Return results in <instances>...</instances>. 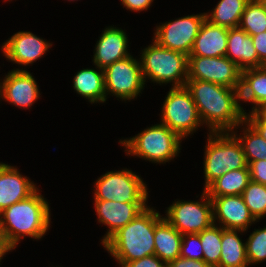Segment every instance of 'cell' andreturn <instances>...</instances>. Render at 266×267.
Wrapping results in <instances>:
<instances>
[{"mask_svg":"<svg viewBox=\"0 0 266 267\" xmlns=\"http://www.w3.org/2000/svg\"><path fill=\"white\" fill-rule=\"evenodd\" d=\"M185 86L209 132H231L245 120L239 89L197 79H187Z\"/></svg>","mask_w":266,"mask_h":267,"instance_id":"1","label":"cell"},{"mask_svg":"<svg viewBox=\"0 0 266 267\" xmlns=\"http://www.w3.org/2000/svg\"><path fill=\"white\" fill-rule=\"evenodd\" d=\"M163 218L153 207H147L126 226L116 231L104 249L123 267L127 262L154 255V232Z\"/></svg>","mask_w":266,"mask_h":267,"instance_id":"2","label":"cell"},{"mask_svg":"<svg viewBox=\"0 0 266 267\" xmlns=\"http://www.w3.org/2000/svg\"><path fill=\"white\" fill-rule=\"evenodd\" d=\"M50 211L49 203L37 189L27 199L0 212V227L14 247L18 246L25 236L39 240L49 230Z\"/></svg>","mask_w":266,"mask_h":267,"instance_id":"3","label":"cell"},{"mask_svg":"<svg viewBox=\"0 0 266 267\" xmlns=\"http://www.w3.org/2000/svg\"><path fill=\"white\" fill-rule=\"evenodd\" d=\"M181 139L165 124H155L145 128L133 137L120 139L127 156H136L152 163L171 162L179 156Z\"/></svg>","mask_w":266,"mask_h":267,"instance_id":"4","label":"cell"},{"mask_svg":"<svg viewBox=\"0 0 266 267\" xmlns=\"http://www.w3.org/2000/svg\"><path fill=\"white\" fill-rule=\"evenodd\" d=\"M152 44L140 53L144 80L159 85L172 83L173 87H183L188 79V56L160 46L152 39Z\"/></svg>","mask_w":266,"mask_h":267,"instance_id":"5","label":"cell"},{"mask_svg":"<svg viewBox=\"0 0 266 267\" xmlns=\"http://www.w3.org/2000/svg\"><path fill=\"white\" fill-rule=\"evenodd\" d=\"M204 150V190L227 171L248 167L243 148L231 132H209Z\"/></svg>","mask_w":266,"mask_h":267,"instance_id":"6","label":"cell"},{"mask_svg":"<svg viewBox=\"0 0 266 267\" xmlns=\"http://www.w3.org/2000/svg\"><path fill=\"white\" fill-rule=\"evenodd\" d=\"M164 99L160 123L165 124L181 139H186L203 126L196 104L186 86L171 87Z\"/></svg>","mask_w":266,"mask_h":267,"instance_id":"7","label":"cell"},{"mask_svg":"<svg viewBox=\"0 0 266 267\" xmlns=\"http://www.w3.org/2000/svg\"><path fill=\"white\" fill-rule=\"evenodd\" d=\"M94 200L148 203V188L142 177L127 168L108 171L95 182Z\"/></svg>","mask_w":266,"mask_h":267,"instance_id":"8","label":"cell"},{"mask_svg":"<svg viewBox=\"0 0 266 267\" xmlns=\"http://www.w3.org/2000/svg\"><path fill=\"white\" fill-rule=\"evenodd\" d=\"M201 201L177 200L166 210L164 218L182 235L200 233L213 222L212 200L203 190Z\"/></svg>","mask_w":266,"mask_h":267,"instance_id":"9","label":"cell"},{"mask_svg":"<svg viewBox=\"0 0 266 267\" xmlns=\"http://www.w3.org/2000/svg\"><path fill=\"white\" fill-rule=\"evenodd\" d=\"M104 81L106 95L112 94L123 101L134 100L145 87L140 59L130 55L107 66Z\"/></svg>","mask_w":266,"mask_h":267,"instance_id":"10","label":"cell"},{"mask_svg":"<svg viewBox=\"0 0 266 267\" xmlns=\"http://www.w3.org/2000/svg\"><path fill=\"white\" fill-rule=\"evenodd\" d=\"M206 19V13L187 15L175 20L166 21L156 26L153 40L160 46L187 56L191 53L195 38Z\"/></svg>","mask_w":266,"mask_h":267,"instance_id":"11","label":"cell"},{"mask_svg":"<svg viewBox=\"0 0 266 267\" xmlns=\"http://www.w3.org/2000/svg\"><path fill=\"white\" fill-rule=\"evenodd\" d=\"M242 70L226 56H188V79L240 89Z\"/></svg>","mask_w":266,"mask_h":267,"instance_id":"12","label":"cell"},{"mask_svg":"<svg viewBox=\"0 0 266 267\" xmlns=\"http://www.w3.org/2000/svg\"><path fill=\"white\" fill-rule=\"evenodd\" d=\"M21 68L5 75L0 82V96L3 101L27 110L38 100L40 91L32 73Z\"/></svg>","mask_w":266,"mask_h":267,"instance_id":"13","label":"cell"},{"mask_svg":"<svg viewBox=\"0 0 266 267\" xmlns=\"http://www.w3.org/2000/svg\"><path fill=\"white\" fill-rule=\"evenodd\" d=\"M52 43L30 31H19L6 40L1 50L5 58L20 66H30L51 49Z\"/></svg>","mask_w":266,"mask_h":267,"instance_id":"14","label":"cell"},{"mask_svg":"<svg viewBox=\"0 0 266 267\" xmlns=\"http://www.w3.org/2000/svg\"><path fill=\"white\" fill-rule=\"evenodd\" d=\"M209 197L213 205L214 224L224 229L247 231L251 224L259 222L250 213L241 195Z\"/></svg>","mask_w":266,"mask_h":267,"instance_id":"15","label":"cell"},{"mask_svg":"<svg viewBox=\"0 0 266 267\" xmlns=\"http://www.w3.org/2000/svg\"><path fill=\"white\" fill-rule=\"evenodd\" d=\"M148 206L147 203L94 200L98 223L108 227L106 234L101 239V244L103 245L116 231L126 226Z\"/></svg>","mask_w":266,"mask_h":267,"instance_id":"16","label":"cell"},{"mask_svg":"<svg viewBox=\"0 0 266 267\" xmlns=\"http://www.w3.org/2000/svg\"><path fill=\"white\" fill-rule=\"evenodd\" d=\"M128 35L118 27L108 26L100 35L94 49L93 64L101 69L131 55L128 52Z\"/></svg>","mask_w":266,"mask_h":267,"instance_id":"17","label":"cell"},{"mask_svg":"<svg viewBox=\"0 0 266 267\" xmlns=\"http://www.w3.org/2000/svg\"><path fill=\"white\" fill-rule=\"evenodd\" d=\"M37 189L36 184L22 175L17 167L0 162V212L27 199Z\"/></svg>","mask_w":266,"mask_h":267,"instance_id":"18","label":"cell"},{"mask_svg":"<svg viewBox=\"0 0 266 267\" xmlns=\"http://www.w3.org/2000/svg\"><path fill=\"white\" fill-rule=\"evenodd\" d=\"M228 28L211 24L207 19L202 23L189 56L220 57L227 52Z\"/></svg>","mask_w":266,"mask_h":267,"instance_id":"19","label":"cell"},{"mask_svg":"<svg viewBox=\"0 0 266 267\" xmlns=\"http://www.w3.org/2000/svg\"><path fill=\"white\" fill-rule=\"evenodd\" d=\"M225 56L236 63L241 70L259 67V58L251 35L239 27L228 28Z\"/></svg>","mask_w":266,"mask_h":267,"instance_id":"20","label":"cell"},{"mask_svg":"<svg viewBox=\"0 0 266 267\" xmlns=\"http://www.w3.org/2000/svg\"><path fill=\"white\" fill-rule=\"evenodd\" d=\"M240 101L254 105L249 112L266 105V66L242 70L239 89Z\"/></svg>","mask_w":266,"mask_h":267,"instance_id":"21","label":"cell"},{"mask_svg":"<svg viewBox=\"0 0 266 267\" xmlns=\"http://www.w3.org/2000/svg\"><path fill=\"white\" fill-rule=\"evenodd\" d=\"M95 69H82L73 78V88L81 97L91 104L104 103L107 100L105 92L104 69L98 66Z\"/></svg>","mask_w":266,"mask_h":267,"instance_id":"22","label":"cell"},{"mask_svg":"<svg viewBox=\"0 0 266 267\" xmlns=\"http://www.w3.org/2000/svg\"><path fill=\"white\" fill-rule=\"evenodd\" d=\"M182 234L164 217L156 224L154 254L166 264L180 256Z\"/></svg>","mask_w":266,"mask_h":267,"instance_id":"23","label":"cell"},{"mask_svg":"<svg viewBox=\"0 0 266 267\" xmlns=\"http://www.w3.org/2000/svg\"><path fill=\"white\" fill-rule=\"evenodd\" d=\"M239 232V233H238ZM242 230L221 227V256L217 267H247L246 243L240 239Z\"/></svg>","mask_w":266,"mask_h":267,"instance_id":"24","label":"cell"},{"mask_svg":"<svg viewBox=\"0 0 266 267\" xmlns=\"http://www.w3.org/2000/svg\"><path fill=\"white\" fill-rule=\"evenodd\" d=\"M251 181L249 166L227 171L214 180L206 189L208 196L241 195Z\"/></svg>","mask_w":266,"mask_h":267,"instance_id":"25","label":"cell"},{"mask_svg":"<svg viewBox=\"0 0 266 267\" xmlns=\"http://www.w3.org/2000/svg\"><path fill=\"white\" fill-rule=\"evenodd\" d=\"M250 0H220L211 12L206 13V19L214 25L226 28L238 27L241 16Z\"/></svg>","mask_w":266,"mask_h":267,"instance_id":"26","label":"cell"},{"mask_svg":"<svg viewBox=\"0 0 266 267\" xmlns=\"http://www.w3.org/2000/svg\"><path fill=\"white\" fill-rule=\"evenodd\" d=\"M240 126H243L242 135L237 134ZM235 130H232L231 133L241 143L248 164L252 161L266 160V140L246 120Z\"/></svg>","mask_w":266,"mask_h":267,"instance_id":"27","label":"cell"},{"mask_svg":"<svg viewBox=\"0 0 266 267\" xmlns=\"http://www.w3.org/2000/svg\"><path fill=\"white\" fill-rule=\"evenodd\" d=\"M239 28L248 35L266 31V6L260 0H250L241 16Z\"/></svg>","mask_w":266,"mask_h":267,"instance_id":"28","label":"cell"},{"mask_svg":"<svg viewBox=\"0 0 266 267\" xmlns=\"http://www.w3.org/2000/svg\"><path fill=\"white\" fill-rule=\"evenodd\" d=\"M199 235L203 249V261L211 267H217L221 256V226L213 223Z\"/></svg>","mask_w":266,"mask_h":267,"instance_id":"29","label":"cell"},{"mask_svg":"<svg viewBox=\"0 0 266 267\" xmlns=\"http://www.w3.org/2000/svg\"><path fill=\"white\" fill-rule=\"evenodd\" d=\"M241 196L257 221L266 216V185L251 180Z\"/></svg>","mask_w":266,"mask_h":267,"instance_id":"30","label":"cell"},{"mask_svg":"<svg viewBox=\"0 0 266 267\" xmlns=\"http://www.w3.org/2000/svg\"><path fill=\"white\" fill-rule=\"evenodd\" d=\"M245 243L249 265L260 264L266 260V226L254 229Z\"/></svg>","mask_w":266,"mask_h":267,"instance_id":"31","label":"cell"},{"mask_svg":"<svg viewBox=\"0 0 266 267\" xmlns=\"http://www.w3.org/2000/svg\"><path fill=\"white\" fill-rule=\"evenodd\" d=\"M191 260H203V249L199 233L182 236L180 256Z\"/></svg>","mask_w":266,"mask_h":267,"instance_id":"32","label":"cell"},{"mask_svg":"<svg viewBox=\"0 0 266 267\" xmlns=\"http://www.w3.org/2000/svg\"><path fill=\"white\" fill-rule=\"evenodd\" d=\"M248 113L245 120L266 140V116L260 110Z\"/></svg>","mask_w":266,"mask_h":267,"instance_id":"33","label":"cell"},{"mask_svg":"<svg viewBox=\"0 0 266 267\" xmlns=\"http://www.w3.org/2000/svg\"><path fill=\"white\" fill-rule=\"evenodd\" d=\"M248 166L251 180L266 185V160L252 161Z\"/></svg>","mask_w":266,"mask_h":267,"instance_id":"34","label":"cell"},{"mask_svg":"<svg viewBox=\"0 0 266 267\" xmlns=\"http://www.w3.org/2000/svg\"><path fill=\"white\" fill-rule=\"evenodd\" d=\"M123 267H167V264L154 254L127 262Z\"/></svg>","mask_w":266,"mask_h":267,"instance_id":"35","label":"cell"},{"mask_svg":"<svg viewBox=\"0 0 266 267\" xmlns=\"http://www.w3.org/2000/svg\"><path fill=\"white\" fill-rule=\"evenodd\" d=\"M259 58V67L266 66V31L251 36Z\"/></svg>","mask_w":266,"mask_h":267,"instance_id":"36","label":"cell"},{"mask_svg":"<svg viewBox=\"0 0 266 267\" xmlns=\"http://www.w3.org/2000/svg\"><path fill=\"white\" fill-rule=\"evenodd\" d=\"M154 0H120L122 5L126 8V10H130L133 12H141L147 11L148 8L152 5L151 3Z\"/></svg>","mask_w":266,"mask_h":267,"instance_id":"37","label":"cell"},{"mask_svg":"<svg viewBox=\"0 0 266 267\" xmlns=\"http://www.w3.org/2000/svg\"><path fill=\"white\" fill-rule=\"evenodd\" d=\"M167 267H211L203 260H191L183 257H178L169 262Z\"/></svg>","mask_w":266,"mask_h":267,"instance_id":"38","label":"cell"},{"mask_svg":"<svg viewBox=\"0 0 266 267\" xmlns=\"http://www.w3.org/2000/svg\"><path fill=\"white\" fill-rule=\"evenodd\" d=\"M14 249L15 247L8 241L6 234L0 227V262L8 252H11Z\"/></svg>","mask_w":266,"mask_h":267,"instance_id":"39","label":"cell"},{"mask_svg":"<svg viewBox=\"0 0 266 267\" xmlns=\"http://www.w3.org/2000/svg\"><path fill=\"white\" fill-rule=\"evenodd\" d=\"M260 111L266 116V105Z\"/></svg>","mask_w":266,"mask_h":267,"instance_id":"40","label":"cell"},{"mask_svg":"<svg viewBox=\"0 0 266 267\" xmlns=\"http://www.w3.org/2000/svg\"><path fill=\"white\" fill-rule=\"evenodd\" d=\"M266 6V0H260Z\"/></svg>","mask_w":266,"mask_h":267,"instance_id":"41","label":"cell"}]
</instances>
